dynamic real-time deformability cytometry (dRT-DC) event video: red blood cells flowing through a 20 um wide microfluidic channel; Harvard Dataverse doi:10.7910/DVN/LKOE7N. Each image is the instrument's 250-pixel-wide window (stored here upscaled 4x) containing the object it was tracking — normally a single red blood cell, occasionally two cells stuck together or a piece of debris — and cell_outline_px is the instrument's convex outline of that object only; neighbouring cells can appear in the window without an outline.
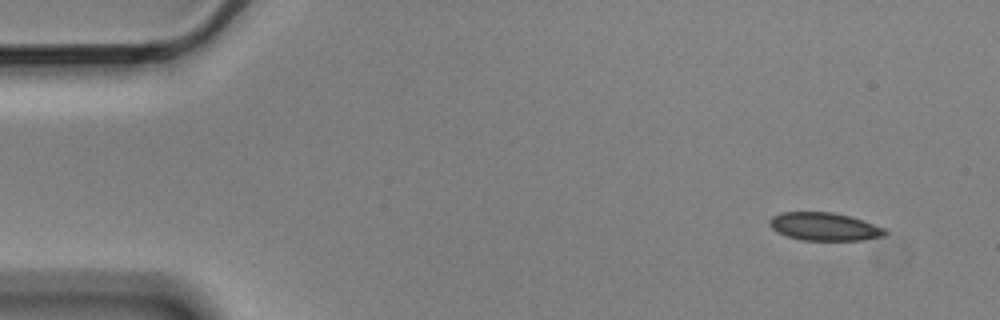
{"species": "Egyptian fruit bat (a non-hibernating species)", "species_latin": "Rousettus aegyptiacus", "temperature_condition": "cold", "stored_images_in_passage": 4, "camera_frame_rate_fps": 3000, "um_per_image_px": 0.085, "animal": {"sex": "male"}, "frame": {"image": 1, "passage_image": 1, "time_ms": 0.0, "image_size_px": [1000, 320], "cell_outline_px": [[888, 232], [884, 236], [860, 240], [800, 240], [776, 232], [768, 224], [768, 220], [772, 216], [780, 212], [832, 212], [852, 216], [864, 220], [884, 228]], "centroid_in_image_um": [70.05, 19.25], "position_along_channel_um": 14.9, "area_um2": 19.02}}
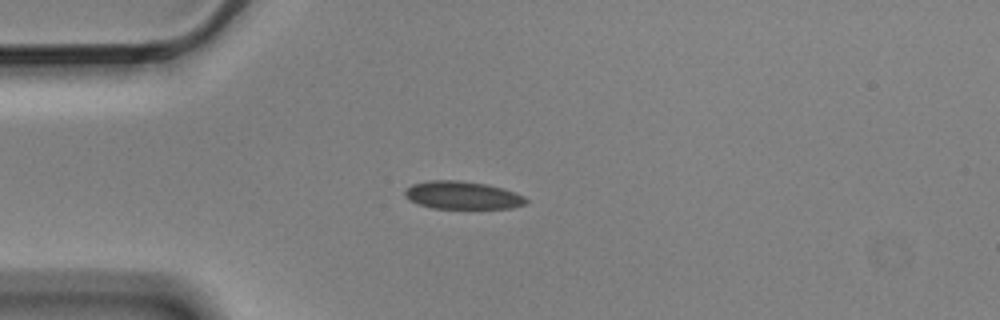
{"frame": {"image": 2, "passage_image": 3, "time_ms": 0.667, "image_size_px": [1000, 320], "cell_outline_px": [[528, 200], [524, 204], [512, 208], [432, 208], [420, 204], [404, 196], [404, 192], [412, 184], [428, 180], [460, 180], [488, 184], [504, 188], [524, 196]], "centroid_in_image_um": [39.32, 16.58], "position_along_channel_um": 45.7, "area_um2": 19.59}}
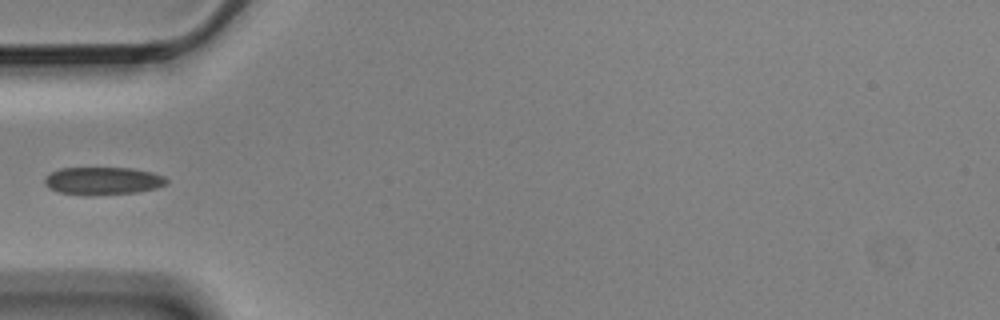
{"frame": {"image": 3, "passage_image": 4, "time_ms": 1.0, "image_size_px": [1000, 320], "cell_outline_px": [[168, 184], [156, 188], [136, 192], [88, 196], [84, 196], [60, 192], [44, 184], [44, 180], [52, 172], [60, 168], [132, 168], [152, 172], [164, 176], [168, 180]], "centroid_in_image_um": [8.78, 15.38], "position_along_channel_um": 76.2, "area_um2": 19.71}}